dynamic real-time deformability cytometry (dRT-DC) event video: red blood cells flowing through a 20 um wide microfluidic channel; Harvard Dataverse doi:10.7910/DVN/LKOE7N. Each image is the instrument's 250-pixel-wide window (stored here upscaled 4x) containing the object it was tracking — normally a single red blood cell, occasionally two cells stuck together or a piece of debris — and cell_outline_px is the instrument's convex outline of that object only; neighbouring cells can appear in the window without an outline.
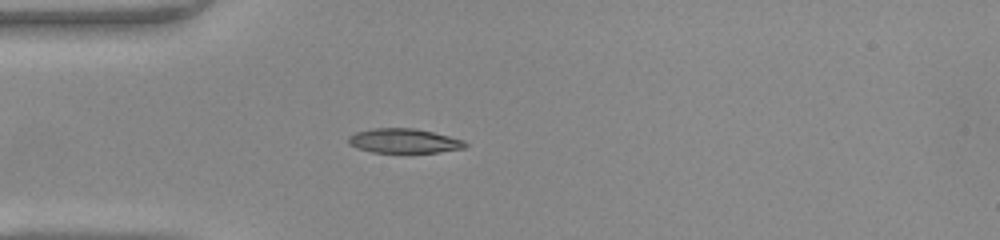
{"species": "common noctule bat (a hibernating species)", "species_latin": "Nyctalus noctula", "temperature_condition": "warm", "stored_images_in_passage": 36, "camera_frame_rate_fps": 3000, "um_per_image_px": 0.085, "animal": {"sex": "female", "body_mass_g": 22.0, "forearm_length_mm": 56.7}, "frame": {"image": 1, "passage_image": 1, "time_ms": 0.0, "image_size_px": [1000, 240], "cell_outline_px": [[468, 144], [464, 148], [440, 152], [372, 152], [356, 148], [348, 144], [348, 136], [356, 132], [372, 128], [412, 128], [432, 132], [464, 140]], "centroid_in_image_um": [34.3, 11.97], "position_along_channel_um": 50.7, "area_um2": 16.59}}
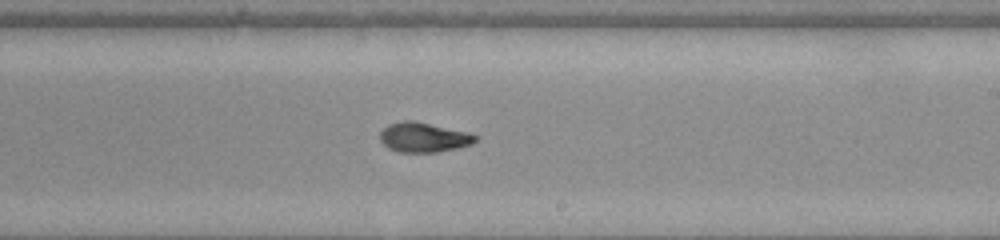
{"frame": {"image": 2, "passage_image": 16, "time_ms": 5.0, "image_size_px": [1000, 240], "cell_outline_px": [[476, 140], [472, 144], [456, 148], [436, 152], [400, 152], [388, 148], [380, 140], [380, 132], [388, 124], [404, 120], [412, 120], [468, 132], [476, 136]], "centroid_in_image_um": [35.98, 11.67], "position_along_channel_um": 253.0, "area_um2": 16.36}}
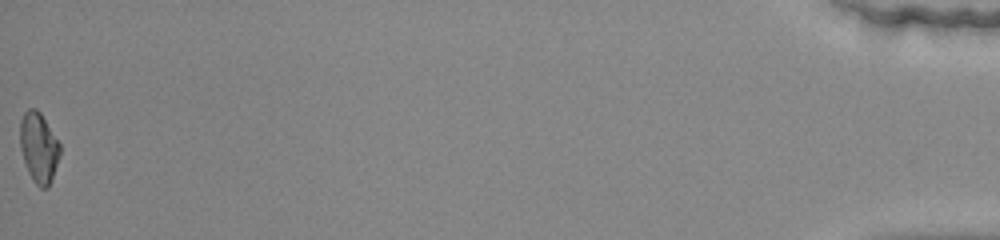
{"frame": {"image": 3, "passage_image": 36, "time_ms": 11.667, "image_size_px": [1000, 240], "cell_outline_px": [[60, 156], [52, 180], [48, 188], [40, 188], [32, 180], [28, 172], [20, 148], [20, 120], [24, 112], [28, 108], [36, 108], [40, 112], [60, 144]], "centroid_in_image_um": [3.29, 12.55], "position_along_channel_um": 431.9, "area_um2": 16.42}, "authors_computed_cell_mechanics": {"area_um2": 16.4152, "velocity_mm_per_s": 4.2427, "shape_relaxation_time_tau1_ms": null, "shape_relaxation_time_tau2_ms": 2.6654, "deformation_change_tau1": null, "deformation_change_tau2": 0.0808}}